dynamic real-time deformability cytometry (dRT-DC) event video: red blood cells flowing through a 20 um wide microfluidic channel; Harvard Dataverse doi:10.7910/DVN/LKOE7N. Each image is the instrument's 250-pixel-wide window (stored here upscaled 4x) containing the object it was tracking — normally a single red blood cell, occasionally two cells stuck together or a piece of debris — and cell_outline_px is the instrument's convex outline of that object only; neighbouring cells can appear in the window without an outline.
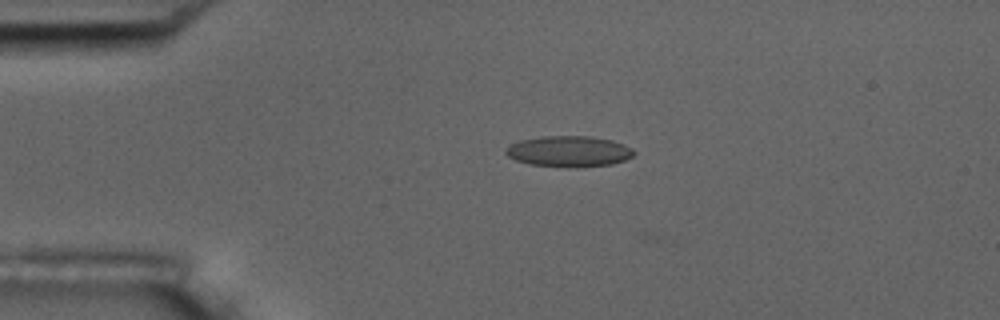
{"species": "common noctule bat (a hibernating species)", "species_latin": "Nyctalus noctula", "temperature_condition": "room temperature", "stored_images_in_passage": 2, "camera_frame_rate_fps": 3000, "um_per_image_px": 0.085, "animal": {"sex": "male", "body_mass_g": 17.5, "forearm_length_mm": 52.3}, "frame": {"image": 1, "passage_image": 1, "time_ms": 0.0, "image_size_px": [1000, 320], "cell_outline_px": [[636, 152], [632, 156], [624, 160], [612, 164], [568, 168], [528, 164], [516, 160], [508, 156], [504, 152], [512, 144], [520, 140], [540, 136], [592, 136], [612, 140], [624, 144], [632, 148]], "centroid_in_image_um": [48.37, 12.87], "position_along_channel_um": 36.6, "area_um2": 23.18}}